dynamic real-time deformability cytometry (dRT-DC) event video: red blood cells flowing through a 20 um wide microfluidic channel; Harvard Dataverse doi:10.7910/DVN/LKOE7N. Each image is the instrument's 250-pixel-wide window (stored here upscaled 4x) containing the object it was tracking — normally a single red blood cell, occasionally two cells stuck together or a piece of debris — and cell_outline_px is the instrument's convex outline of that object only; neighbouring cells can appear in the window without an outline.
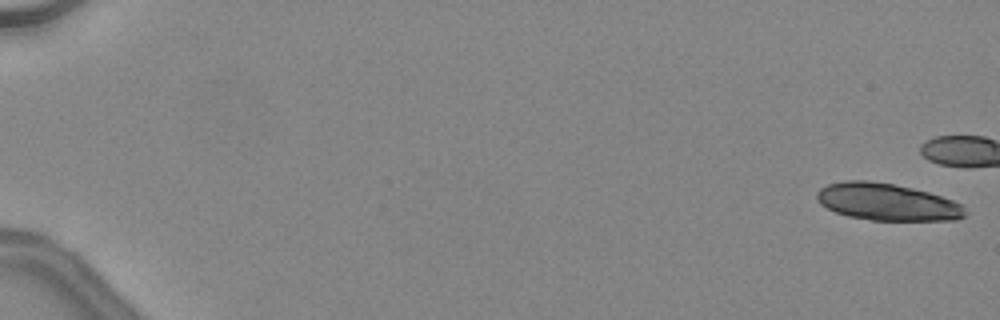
{"species": "common noctule bat (a hibernating species)", "species_latin": "Nyctalus noctula", "temperature_condition": "warm", "stored_images_in_passage": 12, "camera_frame_rate_fps": 3000, "um_per_image_px": 0.085, "animal": {"sex": "female", "body_mass_g": 24.6, "forearm_length_mm": 56.2}, "frame": {"image": 1, "passage_image": 1, "time_ms": 0.0, "image_size_px": [1000, 320], "cell_outline_px": [[968, 212], [964, 216], [956, 220], [872, 220], [848, 216], [836, 212], [820, 204], [816, 196], [816, 192], [820, 188], [828, 184], [844, 180], [868, 180], [892, 184], [912, 188], [928, 192], [964, 204]], "centroid_in_image_um": [75.42, 17.17], "position_along_channel_um": 9.6, "area_um2": 32.08}}